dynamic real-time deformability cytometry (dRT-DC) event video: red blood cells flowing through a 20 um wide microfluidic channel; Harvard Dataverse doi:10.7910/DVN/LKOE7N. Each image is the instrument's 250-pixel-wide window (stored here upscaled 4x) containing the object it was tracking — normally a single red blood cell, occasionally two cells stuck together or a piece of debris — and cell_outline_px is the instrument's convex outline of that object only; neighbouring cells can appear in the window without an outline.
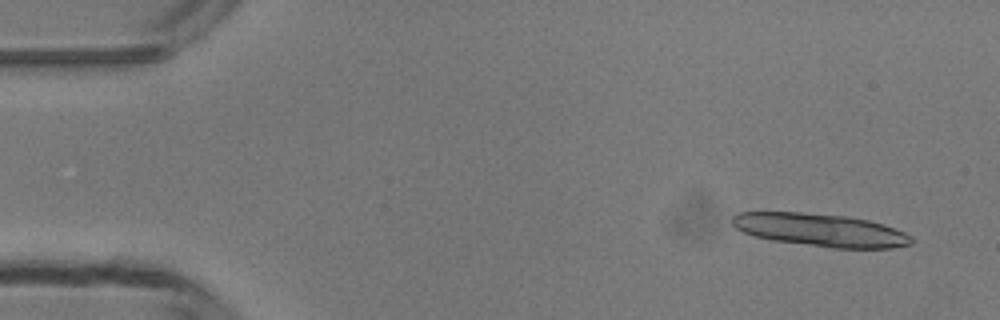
{"species": "common noctule bat (a hibernating species)", "species_latin": "Nyctalus noctula", "temperature_condition": "room temperature", "stored_images_in_passage": 28, "camera_frame_rate_fps": 3000, "um_per_image_px": 0.085, "animal": {"sex": "male", "body_mass_g": 13.3}, "frame": {"image": 1, "passage_image": 3, "time_ms": 0.667, "image_size_px": [1000, 320], "cell_outline_px": [[912, 244], [892, 248], [832, 248], [772, 240], [756, 236], [744, 232], [736, 228], [732, 224], [732, 216], [736, 212], [800, 212], [844, 216], [868, 220], [884, 224], [904, 232], [912, 236]], "centroid_in_image_um": [69.74, 19.55], "position_along_channel_um": 15.3, "area_um2": 34.28}}
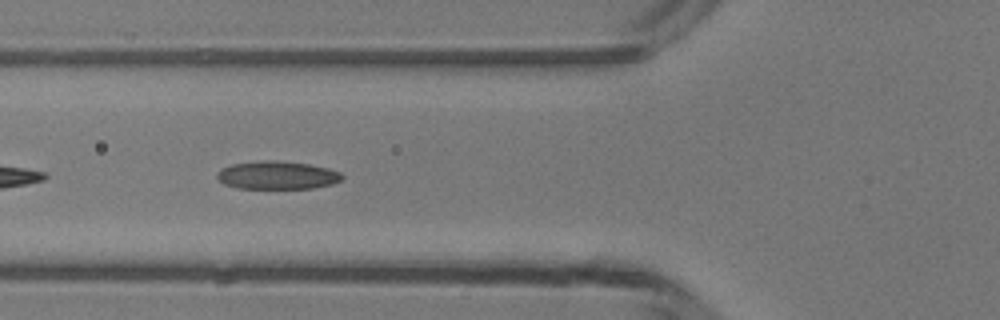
{"frame": {"image": 2, "passage_image": 18, "time_ms": 5.667, "image_size_px": [1000, 320], "cell_outline_px": [[344, 176], [340, 180], [332, 184], [312, 188], [236, 188], [224, 184], [216, 176], [216, 172], [220, 168], [232, 164], [264, 160], [268, 160], [308, 164], [328, 168], [340, 172]], "centroid_in_image_um": [23.53, 14.89], "position_along_channel_um": 102.3, "area_um2": 20.35}}
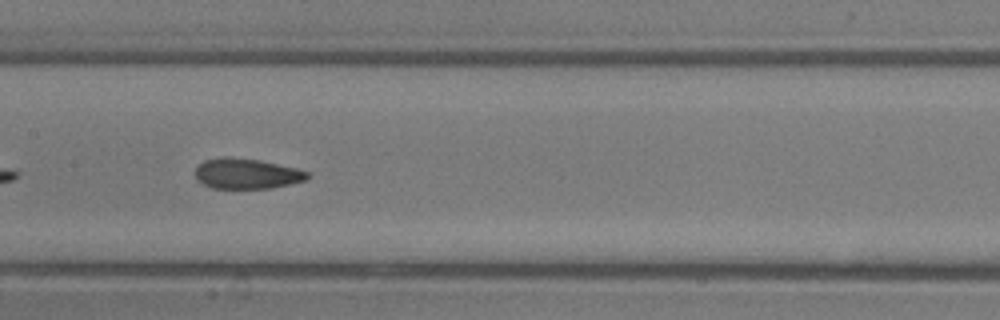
{"frame": {"image": 3, "passage_image": 24, "time_ms": 7.667, "image_size_px": [1000, 320], "cell_outline_px": [[308, 180], [272, 188], [212, 188], [196, 180], [196, 168], [204, 160], [224, 156], [260, 160], [296, 168], [308, 172]], "centroid_in_image_um": [20.97, 14.76], "position_along_channel_um": 186.4, "area_um2": 19.83}}